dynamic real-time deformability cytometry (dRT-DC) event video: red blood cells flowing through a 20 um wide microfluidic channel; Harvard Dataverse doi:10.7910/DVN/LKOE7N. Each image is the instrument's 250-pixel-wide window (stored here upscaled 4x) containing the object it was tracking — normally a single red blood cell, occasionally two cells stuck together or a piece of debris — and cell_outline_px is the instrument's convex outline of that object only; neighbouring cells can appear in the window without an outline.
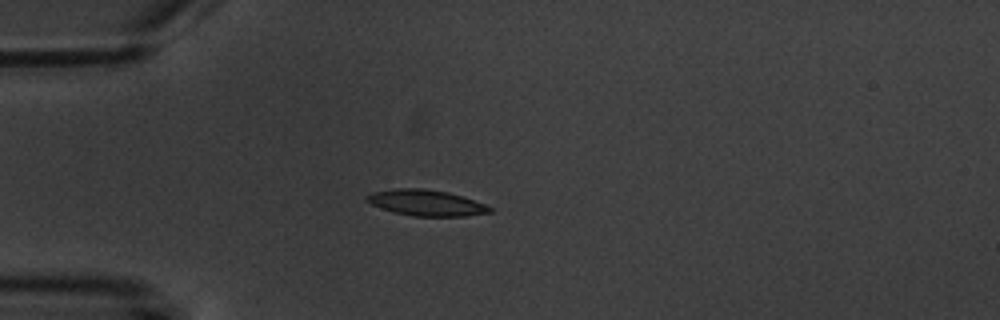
{"species": "common noctule bat (a hibernating species)", "species_latin": "Nyctalus noctula", "temperature_condition": "warm", "stored_images_in_passage": 1, "camera_frame_rate_fps": 3000, "um_per_image_px": 0.085, "animal": {"sex": "male", "body_mass_g": 20.1, "forearm_length_mm": 53.5}, "frame": {"image": 1, "passage_image": 1, "time_ms": 0.0, "image_size_px": [1000, 320], "cell_outline_px": [[492, 212], [464, 216], [412, 216], [392, 212], [380, 208], [372, 204], [364, 196], [372, 192], [396, 188], [424, 188], [448, 192], [484, 204], [492, 208]], "centroid_in_image_um": [36.18, 17.24], "position_along_channel_um": 48.8, "area_um2": 18.5}}